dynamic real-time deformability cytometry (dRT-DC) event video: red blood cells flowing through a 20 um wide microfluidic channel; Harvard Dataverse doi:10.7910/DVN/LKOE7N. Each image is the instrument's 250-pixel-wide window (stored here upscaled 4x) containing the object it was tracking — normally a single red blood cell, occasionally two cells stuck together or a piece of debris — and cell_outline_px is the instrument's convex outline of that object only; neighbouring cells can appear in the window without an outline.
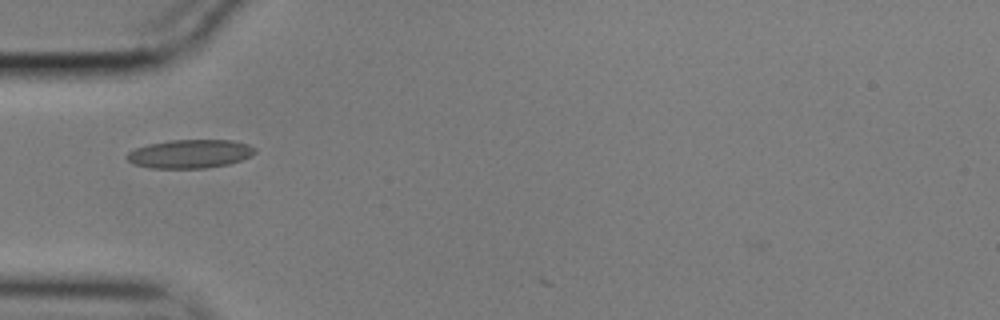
{"species": "common noctule bat (a hibernating species)", "species_latin": "Nyctalus noctula", "temperature_condition": "cold", "stored_images_in_passage": 4, "camera_frame_rate_fps": 3000, "um_per_image_px": 0.085, "animal": {"sex": "male", "body_mass_g": 17.9}, "frame": {"image": 1, "passage_image": 2, "time_ms": 0.333, "image_size_px": [1000, 320], "cell_outline_px": [[256, 152], [252, 156], [228, 164], [204, 168], [152, 168], [132, 164], [124, 156], [128, 152], [136, 148], [148, 144], [168, 140], [232, 140], [248, 144], [256, 148]], "centroid_in_image_um": [16.14, 13.07], "position_along_channel_um": 68.9, "area_um2": 21.44}}